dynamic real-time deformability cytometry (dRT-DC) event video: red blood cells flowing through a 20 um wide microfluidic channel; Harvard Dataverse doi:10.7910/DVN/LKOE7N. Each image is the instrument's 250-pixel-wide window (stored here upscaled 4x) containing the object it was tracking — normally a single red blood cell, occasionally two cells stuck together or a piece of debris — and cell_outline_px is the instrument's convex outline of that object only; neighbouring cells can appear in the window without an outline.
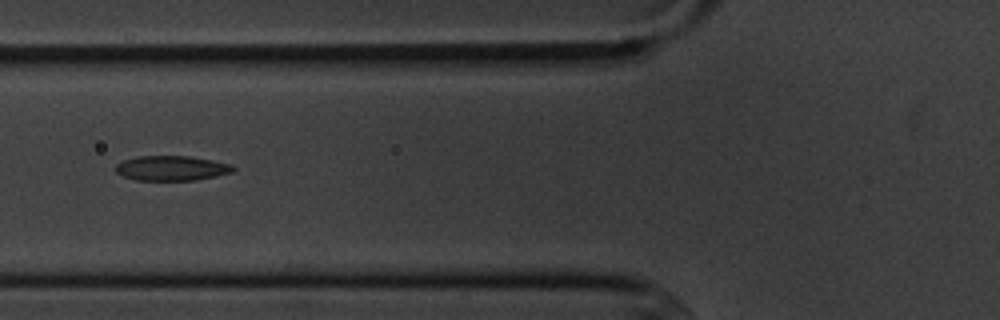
{"species": "common noctule bat (a hibernating species)", "species_latin": "Nyctalus noctula", "temperature_condition": "cold", "stored_images_in_passage": 14, "camera_frame_rate_fps": 3000, "um_per_image_px": 0.085, "animal": {"sex": "male", "body_mass_g": 20.1, "forearm_length_mm": 53.5}, "frame": {"image": 1, "passage_image": 5, "time_ms": 5.333, "image_size_px": [1000, 320], "cell_outline_px": [[236, 168], [232, 172], [216, 176], [196, 180], [136, 180], [124, 176], [116, 172], [112, 168], [116, 164], [124, 160], [136, 156], [188, 156], [212, 160], [232, 164]], "centroid_in_image_um": [14.57, 14.29], "position_along_channel_um": 111.2, "area_um2": 17.11}}
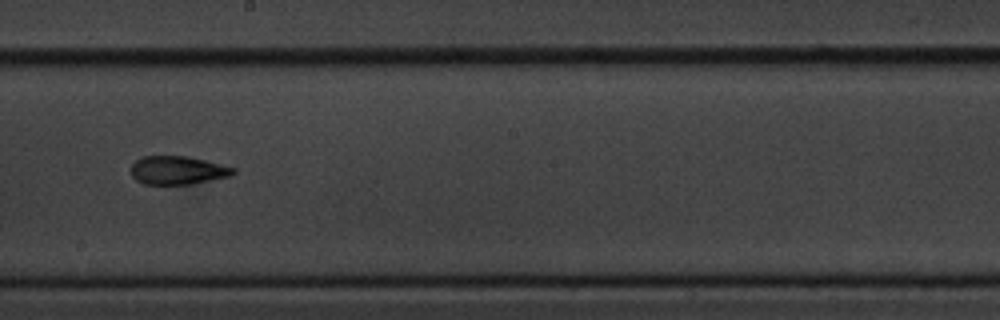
{"frame": {"image": 2, "passage_image": 8, "time_ms": 8.667, "image_size_px": [1000, 320], "cell_outline_px": [[236, 172], [228, 176], [192, 184], [144, 184], [136, 180], [132, 176], [132, 164], [136, 160], [144, 156], [188, 156], [236, 168]], "centroid_in_image_um": [15.09, 14.47], "position_along_channel_um": 233.1, "area_um2": 16.76}}
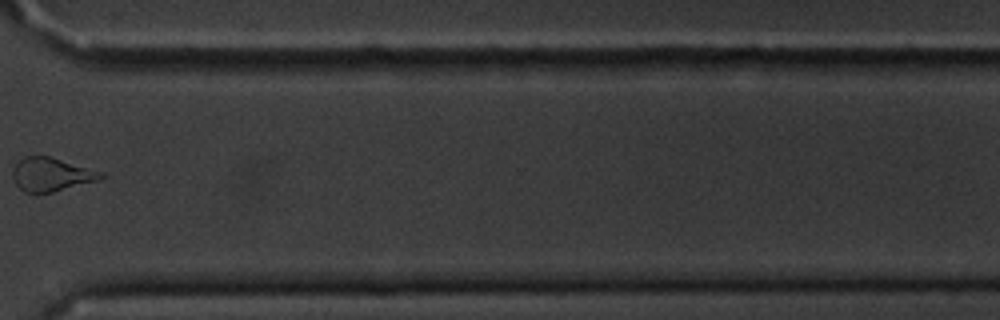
{"frame": {"image": 3, "passage_image": 11, "time_ms": 12.333, "image_size_px": [1000, 320], "cell_outline_px": [[104, 176], [96, 180], [52, 192], [36, 196], [32, 196], [24, 192], [16, 184], [12, 176], [12, 172], [16, 164], [24, 156], [48, 156], [104, 172]], "centroid_in_image_um": [4.3, 14.86], "position_along_channel_um": 366.3, "area_um2": 17.28}, "authors_computed_cell_mechanics": {"area_um2": 17.6868, "velocity_mm_per_s": 3.6333, "shape_relaxation_time_tau1_ms": 4.523, "shape_relaxation_time_tau2_ms": null, "deformation_change_tau1": 0.1365, "deformation_change_tau2": null}}